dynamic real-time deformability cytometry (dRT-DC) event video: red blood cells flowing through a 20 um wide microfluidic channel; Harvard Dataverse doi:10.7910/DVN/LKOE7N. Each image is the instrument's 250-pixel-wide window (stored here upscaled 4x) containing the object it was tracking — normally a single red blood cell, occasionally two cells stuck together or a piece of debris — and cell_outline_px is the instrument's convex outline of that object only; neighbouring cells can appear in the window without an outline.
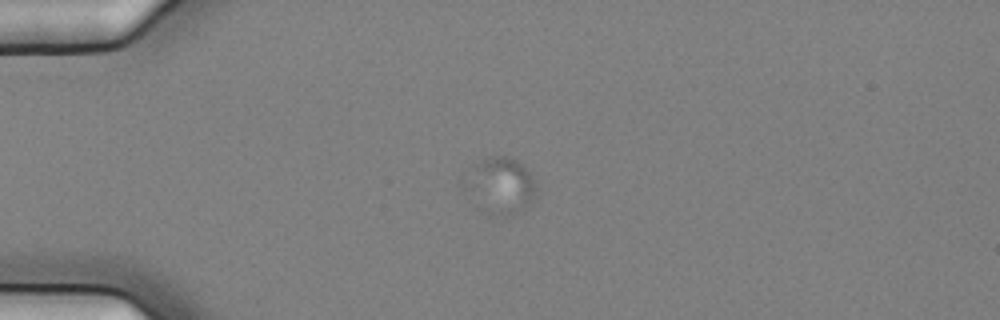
{"species": "common noctule bat (a hibernating species)", "species_latin": "Nyctalus noctula", "temperature_condition": "cold", "stored_images_in_passage": 60, "camera_frame_rate_fps": 3000, "um_per_image_px": 0.085, "animal": {"sex": "female", "body_mass_g": 25.1}, "frame": {"image": 1, "passage_image": 17, "time_ms": 5.333, "image_size_px": [1000, 320], "cell_outline_px": [[536, 188], [532, 196], [520, 208], [504, 216], [500, 212], [476, 168], [476, 164], [492, 156], [508, 156], [516, 160], [532, 176], [536, 184]], "centroid_in_image_um": [43.07, 15.52], "position_along_channel_um": 41.9, "area_um2": 16.42}}
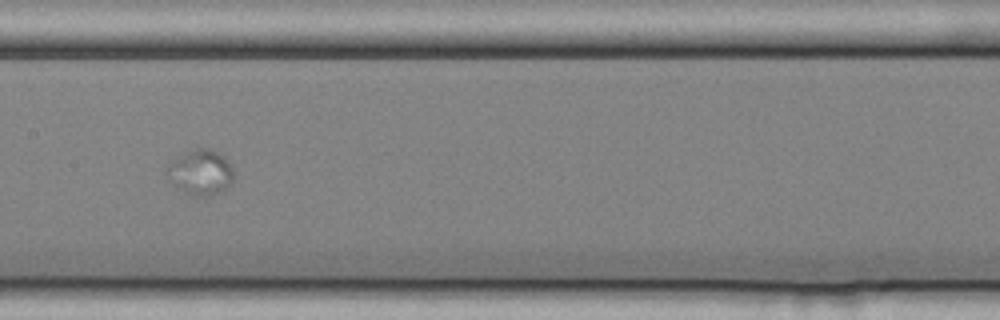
{"frame": {"image": 2, "passage_image": 32, "time_ms": 10.333, "image_size_px": [1000, 320], "cell_outline_px": [[232, 184], [228, 188], [220, 192], [208, 196], [192, 196], [172, 184], [164, 172], [168, 160], [192, 148], [212, 148], [224, 156], [232, 164]], "centroid_in_image_um": [17.01, 14.61], "position_along_channel_um": 190.4, "area_um2": 18.26}}
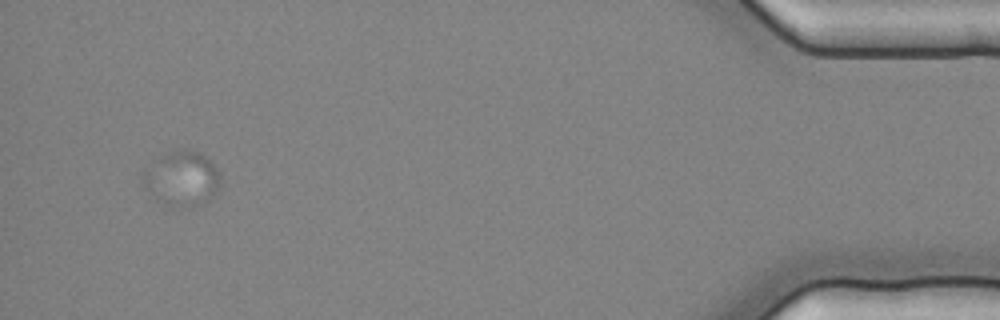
{"frame": {"image": 3, "passage_image": 57, "time_ms": 18.667, "image_size_px": [1000, 320], "cell_outline_px": [[220, 184], [208, 200], [196, 204], [172, 204], [156, 200], [140, 184], [140, 172], [152, 160], [172, 152], [184, 148], [200, 152], [216, 168], [220, 176]], "centroid_in_image_um": [15.36, 15.12], "position_along_channel_um": 419.8, "area_um2": 24.33}}